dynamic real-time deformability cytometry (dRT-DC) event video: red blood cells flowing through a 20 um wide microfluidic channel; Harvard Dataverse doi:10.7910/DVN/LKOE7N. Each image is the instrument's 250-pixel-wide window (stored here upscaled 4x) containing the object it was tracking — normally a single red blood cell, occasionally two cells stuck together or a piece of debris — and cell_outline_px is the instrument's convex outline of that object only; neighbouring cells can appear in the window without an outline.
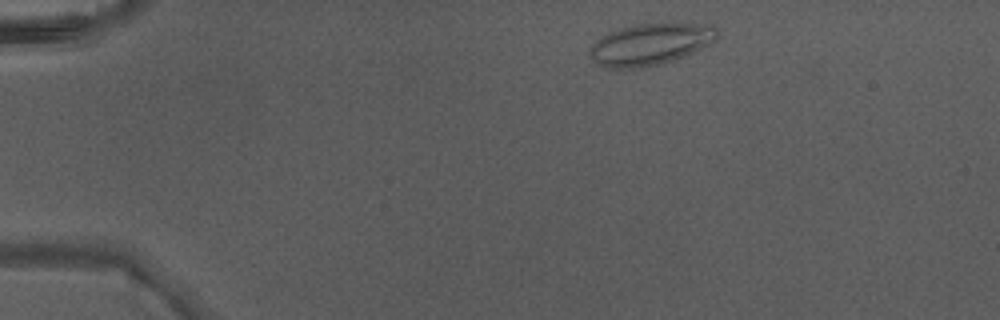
{"species": "Egyptian fruit bat (a non-hibernating species)", "species_latin": "Rousettus aegyptiacus", "temperature_condition": "warm", "stored_images_in_passage": 3, "camera_frame_rate_fps": 3000, "um_per_image_px": 0.085, "animal": {"sex": "male"}, "frame": {"image": 1, "passage_image": 1, "time_ms": 0.0, "image_size_px": [1000, 320], "cell_outline_px": [[720, 36], [716, 40], [684, 56], [660, 64], [640, 68], [608, 68], [596, 64], [588, 56], [588, 48], [600, 36], [608, 32], [620, 28], [636, 24], [660, 20], [712, 24], [716, 28]], "centroid_in_image_um": [55.28, 3.7], "position_along_channel_um": 29.7, "area_um2": 32.08}}